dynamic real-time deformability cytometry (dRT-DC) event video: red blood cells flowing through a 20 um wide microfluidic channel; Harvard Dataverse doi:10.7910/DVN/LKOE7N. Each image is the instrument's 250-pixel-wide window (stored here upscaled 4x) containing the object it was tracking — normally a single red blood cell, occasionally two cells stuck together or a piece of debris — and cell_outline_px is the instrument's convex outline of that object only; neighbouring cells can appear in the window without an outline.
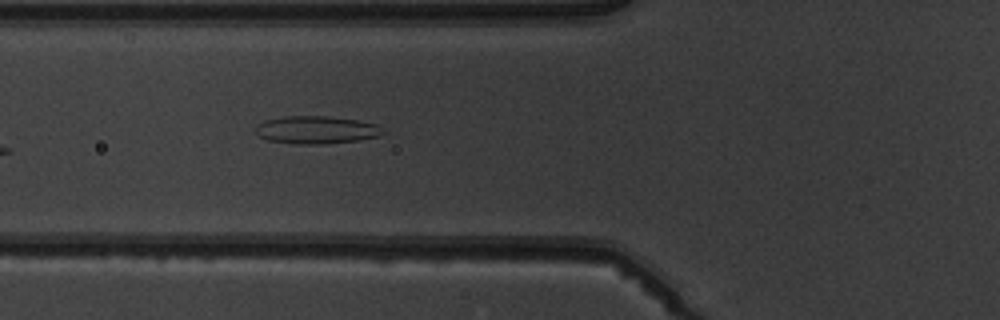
{"species": "common noctule bat (a hibernating species)", "species_latin": "Nyctalus noctula", "temperature_condition": "warm", "stored_images_in_passage": 6, "camera_frame_rate_fps": 3000, "um_per_image_px": 0.085, "animal": {"sex": "male", "body_mass_g": 19.5, "forearm_length_mm": 54.6}, "frame": {"image": 1, "passage_image": 6, "time_ms": 7.0, "image_size_px": [1000, 320], "cell_outline_px": [[384, 132], [380, 136], [356, 140], [324, 144], [296, 144], [268, 140], [260, 136], [256, 132], [256, 124], [264, 120], [284, 116], [328, 116], [360, 120], [376, 124]], "centroid_in_image_um": [26.87, 11.03], "position_along_channel_um": 98.9, "area_um2": 20.58}}